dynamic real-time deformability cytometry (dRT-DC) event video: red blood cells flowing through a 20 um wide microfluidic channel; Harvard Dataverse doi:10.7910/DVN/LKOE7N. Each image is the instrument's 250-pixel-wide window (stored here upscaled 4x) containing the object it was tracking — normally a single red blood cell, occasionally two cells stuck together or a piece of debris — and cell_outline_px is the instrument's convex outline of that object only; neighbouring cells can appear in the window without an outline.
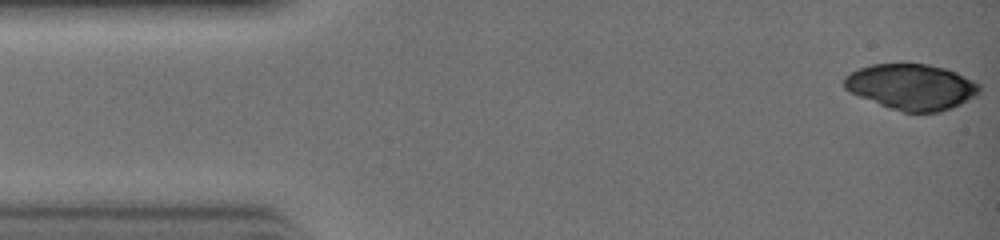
{"species": "common noctule bat (a hibernating species)", "species_latin": "Nyctalus noctula", "temperature_condition": "warm", "stored_images_in_passage": 31, "camera_frame_rate_fps": 3000, "um_per_image_px": 0.085, "animal": {"sex": "female", "body_mass_g": 19.0, "forearm_length_mm": 51.5}, "frame": {"image": 1, "passage_image": 1, "time_ms": 0.0, "image_size_px": [1000, 240], "cell_outline_px": [[980, 88], [972, 96], [960, 104], [952, 108], [936, 112], [904, 112], [880, 104], [848, 92], [844, 88], [844, 76], [860, 68], [872, 64], [924, 64], [944, 68], [956, 72], [980, 84]], "centroid_in_image_um": [77.43, 7.37], "position_along_channel_um": 7.6, "area_um2": 35.49}}